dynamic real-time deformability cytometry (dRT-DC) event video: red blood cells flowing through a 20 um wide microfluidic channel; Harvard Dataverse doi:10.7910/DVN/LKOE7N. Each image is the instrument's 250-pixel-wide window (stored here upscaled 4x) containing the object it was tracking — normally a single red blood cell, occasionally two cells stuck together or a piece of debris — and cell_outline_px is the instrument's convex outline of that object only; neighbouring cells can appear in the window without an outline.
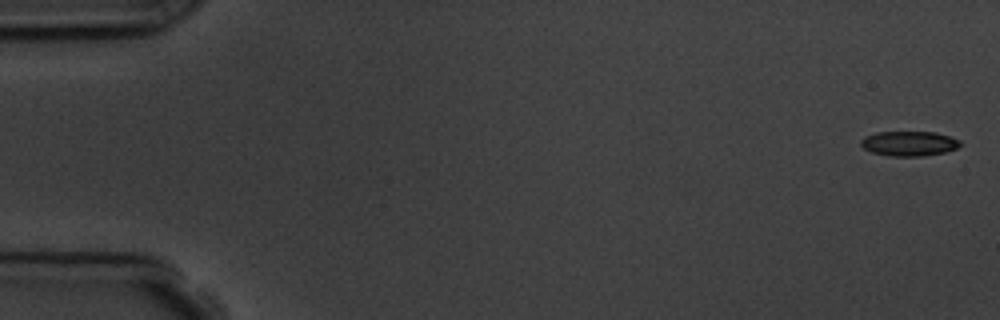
{"species": "common noctule bat (a hibernating species)", "species_latin": "Nyctalus noctula", "temperature_condition": "room temperature", "stored_images_in_passage": 6, "camera_frame_rate_fps": 3000, "um_per_image_px": 0.085, "animal": {"sex": "male", "body_mass_g": 19.5, "forearm_length_mm": 54.6}, "frame": {"image": 1, "passage_image": 1, "time_ms": 0.0, "image_size_px": [1000, 320], "cell_outline_px": [[964, 144], [956, 148], [944, 152], [920, 156], [892, 156], [872, 152], [864, 148], [860, 144], [860, 140], [864, 136], [876, 132], [936, 132], [960, 140]], "centroid_in_image_um": [77.27, 12.19], "position_along_channel_um": 7.7, "area_um2": 14.33}}
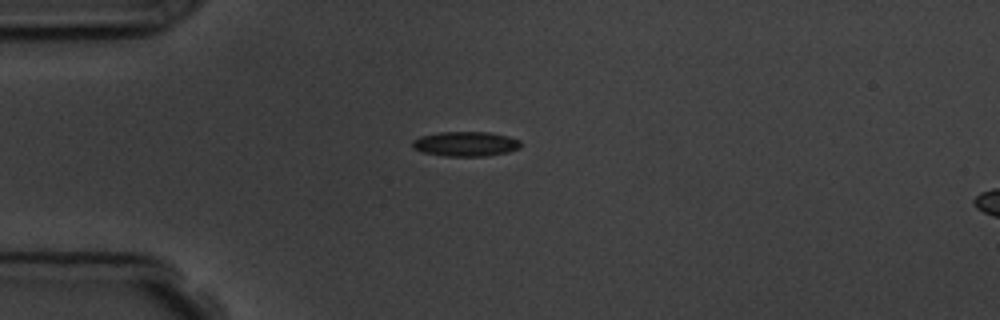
{"frame": {"image": 2, "passage_image": 5, "time_ms": 4.333, "image_size_px": [1000, 320], "cell_outline_px": [[520, 148], [508, 152], [488, 156], [444, 156], [424, 152], [412, 148], [412, 140], [420, 136], [440, 132], [488, 132], [508, 136], [520, 140]], "centroid_in_image_um": [39.57, 12.23], "position_along_channel_um": 45.4, "area_um2": 15.66}}